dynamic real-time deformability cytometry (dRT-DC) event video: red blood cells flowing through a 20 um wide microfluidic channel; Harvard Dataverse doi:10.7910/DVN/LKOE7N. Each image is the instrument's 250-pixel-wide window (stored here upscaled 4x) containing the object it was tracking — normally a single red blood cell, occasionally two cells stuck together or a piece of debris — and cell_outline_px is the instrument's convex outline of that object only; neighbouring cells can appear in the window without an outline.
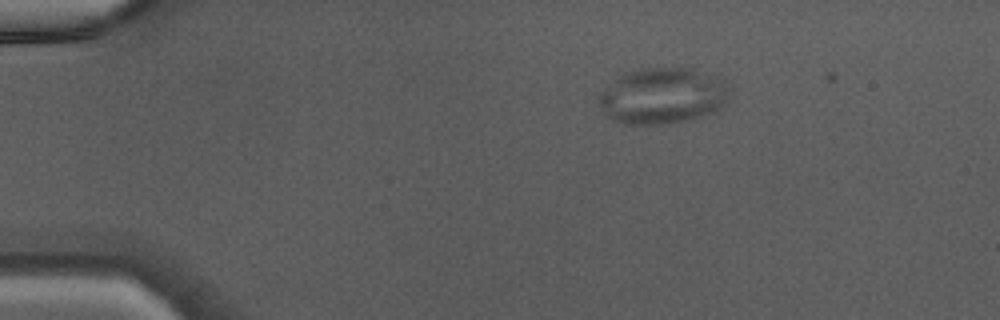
{"species": "Egyptian fruit bat (a non-hibernating species)", "species_latin": "Rousettus aegyptiacus", "temperature_condition": "warm", "stored_images_in_passage": 39, "camera_frame_rate_fps": 3000, "um_per_image_px": 0.085, "animal": {"sex": "male"}, "frame": {"image": 1, "passage_image": 1, "time_ms": 0.0, "image_size_px": [1000, 320], "cell_outline_px": [[728, 96], [724, 104], [720, 108], [712, 112], [700, 116], [684, 120], [664, 124], [624, 124], [608, 120], [604, 116], [596, 100], [596, 92], [620, 76], [628, 72], [640, 68], [692, 68], [724, 76], [728, 80]], "centroid_in_image_um": [56.28, 8.13], "position_along_channel_um": 28.7, "area_um2": 43.7}}
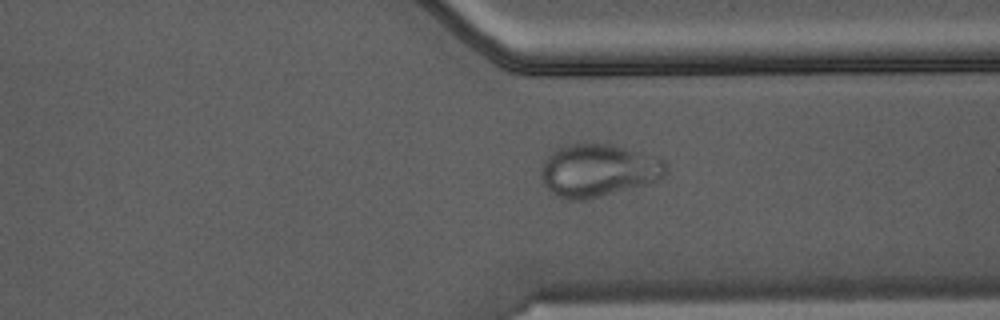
{"frame": {"image": 2, "passage_image": 28, "time_ms": 9.0, "image_size_px": [1000, 320], "cell_outline_px": [[668, 172], [660, 180], [584, 200], [564, 200], [556, 196], [544, 184], [540, 176], [540, 168], [544, 160], [556, 148], [572, 144], [608, 144], [624, 148], [664, 160], [668, 164]], "centroid_in_image_um": [50.82, 14.5], "position_along_channel_um": 360.6, "area_um2": 38.03}}